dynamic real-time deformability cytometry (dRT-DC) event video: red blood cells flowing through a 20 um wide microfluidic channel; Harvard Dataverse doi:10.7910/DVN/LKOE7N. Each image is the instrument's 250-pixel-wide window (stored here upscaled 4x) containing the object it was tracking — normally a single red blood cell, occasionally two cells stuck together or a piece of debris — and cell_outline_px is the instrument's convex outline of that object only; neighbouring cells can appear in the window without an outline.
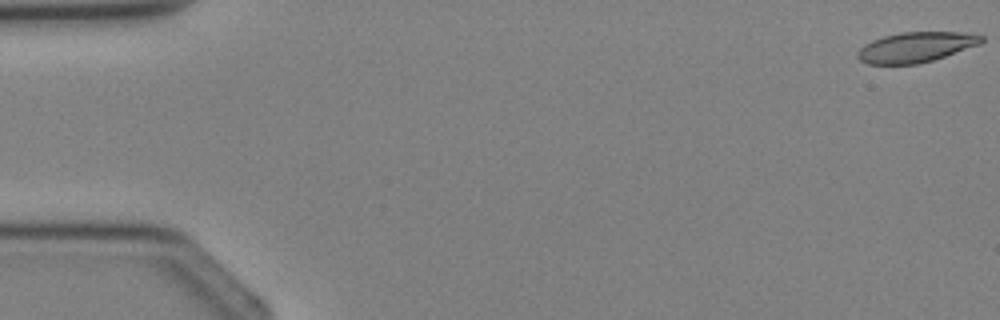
{"species": "Egyptian fruit bat (a non-hibernating species)", "species_latin": "Rousettus aegyptiacus", "temperature_condition": "cold", "stored_images_in_passage": 3, "camera_frame_rate_fps": 3000, "um_per_image_px": 0.085, "animal": {"sex": "female"}, "frame": {"image": 1, "passage_image": 1, "time_ms": 0.0, "image_size_px": [1000, 320], "cell_outline_px": [[984, 40], [980, 44], [932, 60], [916, 64], [868, 64], [860, 60], [856, 56], [856, 52], [864, 44], [872, 40], [884, 36], [900, 32], [964, 32], [984, 36]], "centroid_in_image_um": [77.82, 4.0], "position_along_channel_um": 7.2, "area_um2": 21.73}}